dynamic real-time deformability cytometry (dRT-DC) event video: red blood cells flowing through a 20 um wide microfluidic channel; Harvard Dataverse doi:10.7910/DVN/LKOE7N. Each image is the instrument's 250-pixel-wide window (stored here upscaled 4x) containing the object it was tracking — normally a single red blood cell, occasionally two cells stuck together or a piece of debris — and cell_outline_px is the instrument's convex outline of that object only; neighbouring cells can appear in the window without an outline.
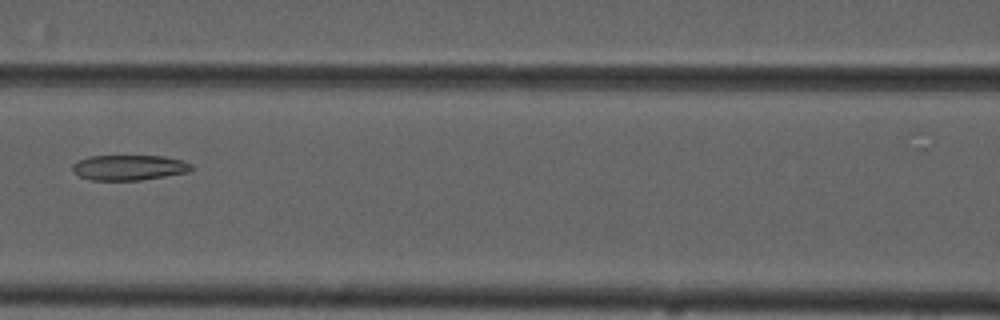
{"species": "common noctule bat (a hibernating species)", "species_latin": "Nyctalus noctula", "temperature_condition": "cold", "stored_images_in_passage": 3, "camera_frame_rate_fps": 3000, "um_per_image_px": 0.085, "animal": {"sex": "male", "forearm_length_mm": 52.5}, "frame": {"image": 1, "passage_image": 3, "time_ms": 2.333, "image_size_px": [1000, 320], "cell_outline_px": [[196, 168], [188, 172], [140, 180], [92, 180], [80, 176], [72, 168], [72, 164], [88, 156], [164, 156], [180, 160], [192, 164]], "centroid_in_image_um": [11.01, 14.24], "position_along_channel_um": 155.6, "area_um2": 17.4}}